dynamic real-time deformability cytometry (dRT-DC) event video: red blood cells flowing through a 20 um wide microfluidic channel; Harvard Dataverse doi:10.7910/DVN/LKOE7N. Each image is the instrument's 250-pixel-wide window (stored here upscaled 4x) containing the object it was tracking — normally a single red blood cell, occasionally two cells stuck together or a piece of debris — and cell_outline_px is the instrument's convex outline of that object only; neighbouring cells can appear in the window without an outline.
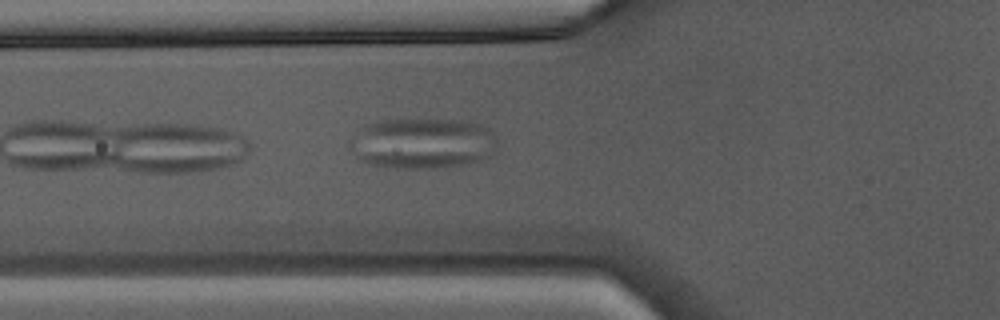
{"species": "Egyptian fruit bat (a non-hibernating species)", "species_latin": "Rousettus aegyptiacus", "temperature_condition": "warm", "stored_images_in_passage": 3, "camera_frame_rate_fps": 3000, "um_per_image_px": 0.085, "animal": {"sex": "male"}, "frame": {"image": 1, "passage_image": 3, "time_ms": 0.667, "image_size_px": [1000, 320], "cell_outline_px": [[496, 136], [492, 156], [480, 160], [444, 168], [396, 168], [368, 164], [356, 160], [348, 148], [348, 140], [368, 124], [376, 120], [460, 120], [484, 124]], "centroid_in_image_um": [35.87, 12.19], "position_along_channel_um": 89.9, "area_um2": 43.99}}